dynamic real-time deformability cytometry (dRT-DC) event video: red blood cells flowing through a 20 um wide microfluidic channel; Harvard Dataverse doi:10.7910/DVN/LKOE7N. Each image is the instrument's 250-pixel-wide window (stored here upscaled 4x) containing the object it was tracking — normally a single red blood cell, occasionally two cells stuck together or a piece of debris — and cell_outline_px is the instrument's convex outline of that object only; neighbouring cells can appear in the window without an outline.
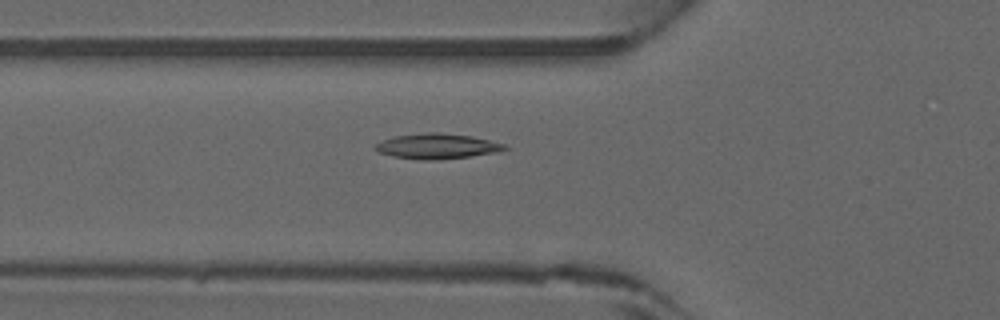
{"species": "common noctule bat (a hibernating species)", "species_latin": "Nyctalus noctula", "temperature_condition": "warm", "stored_images_in_passage": 30, "camera_frame_rate_fps": 3000, "um_per_image_px": 0.085, "animal": {"sex": "male", "forearm_length_mm": 52.5}, "frame": {"image": 1, "passage_image": 3, "time_ms": 0.667, "image_size_px": [1000, 320], "cell_outline_px": [[512, 148], [496, 152], [468, 156], [436, 160], [420, 160], [392, 156], [380, 152], [372, 148], [376, 144], [384, 140], [396, 136], [428, 132], [436, 132], [472, 136], [508, 144]], "centroid_in_image_um": [37.21, 12.43], "position_along_channel_um": 88.6, "area_um2": 19.02}}
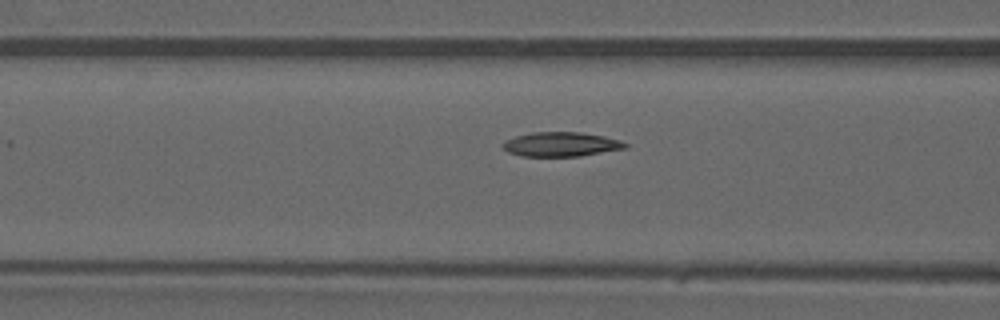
{"frame": {"image": 2, "passage_image": 5, "time_ms": 1.333, "image_size_px": [1000, 320], "cell_outline_px": [[628, 148], [580, 156], [520, 156], [508, 152], [500, 144], [504, 140], [516, 136], [532, 132], [580, 132], [604, 136], [620, 140], [628, 144]], "centroid_in_image_um": [47.68, 12.26], "position_along_channel_um": 118.9, "area_um2": 17.51}}
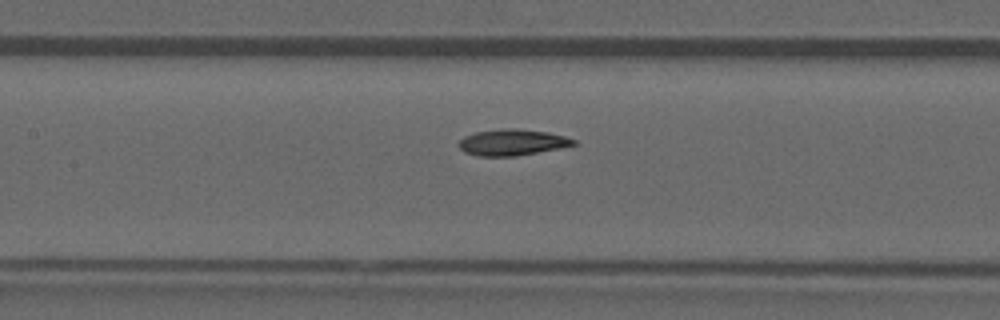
{"frame": {"image": 3, "passage_image": 8, "time_ms": 2.333, "image_size_px": [1000, 320], "cell_outline_px": [[576, 144], [560, 148], [516, 156], [476, 156], [464, 152], [460, 148], [460, 140], [464, 136], [476, 132], [500, 128], [516, 128], [548, 132], [564, 136], [576, 140]], "centroid_in_image_um": [43.53, 12.09], "position_along_channel_um": 163.9, "area_um2": 17.51}}